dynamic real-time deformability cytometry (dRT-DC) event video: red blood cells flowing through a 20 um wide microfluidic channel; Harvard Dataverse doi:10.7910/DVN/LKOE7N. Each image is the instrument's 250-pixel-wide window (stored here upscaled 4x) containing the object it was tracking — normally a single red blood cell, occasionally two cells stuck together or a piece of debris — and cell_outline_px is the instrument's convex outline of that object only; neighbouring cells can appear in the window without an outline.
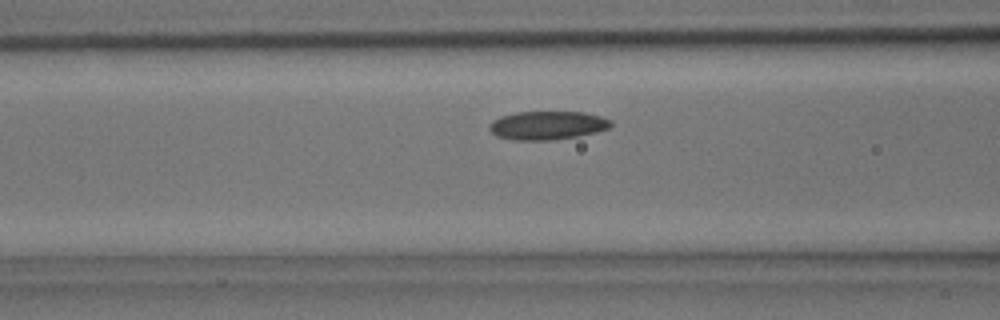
{"species": "common noctule bat (a hibernating species)", "species_latin": "Nyctalus noctula", "temperature_condition": "room temperature", "stored_images_in_passage": 32, "camera_frame_rate_fps": 3000, "um_per_image_px": 0.085, "animal": {"sex": "male", "body_mass_g": 15.6}, "frame": {"image": 1, "passage_image": 6, "time_ms": 1.667, "image_size_px": [1000, 320], "cell_outline_px": [[612, 124], [608, 128], [596, 132], [556, 140], [512, 140], [496, 136], [488, 128], [488, 124], [492, 120], [500, 116], [516, 112], [584, 112], [600, 116], [612, 120]], "centroid_in_image_um": [46.49, 10.65], "position_along_channel_um": 120.1, "area_um2": 20.35}}
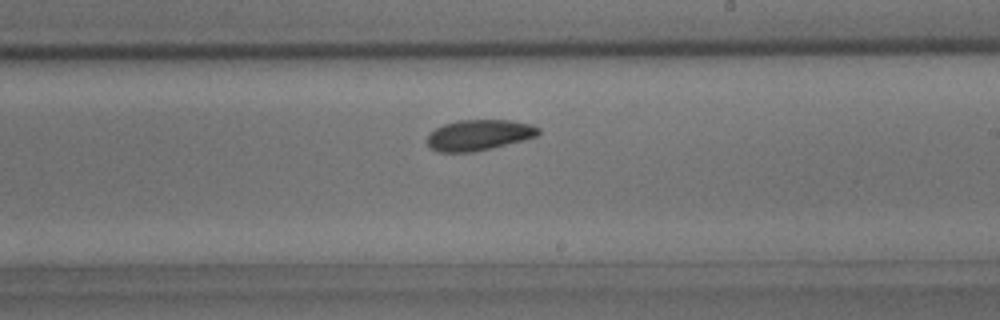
{"frame": {"image": 2, "passage_image": 14, "time_ms": 4.333, "image_size_px": [1000, 320], "cell_outline_px": [[540, 132], [536, 136], [524, 140], [492, 148], [472, 152], [436, 152], [428, 148], [428, 136], [436, 128], [444, 124], [460, 120], [512, 120], [532, 124], [540, 128]], "centroid_in_image_um": [40.72, 11.48], "position_along_channel_um": 248.3, "area_um2": 20.0}}
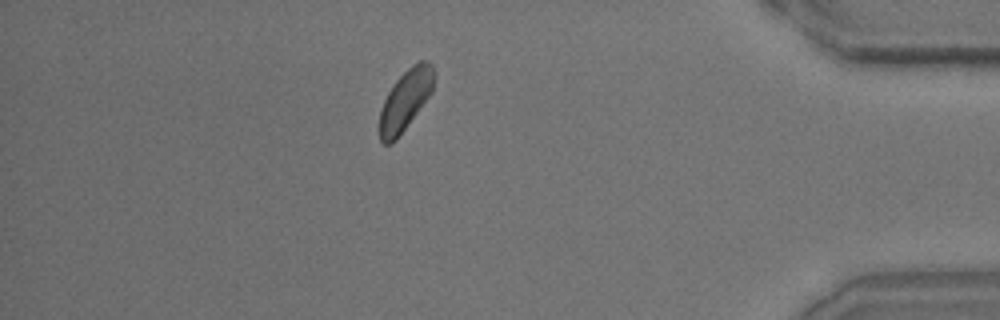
{"frame": {"image": 3, "passage_image": 26, "time_ms": 8.333, "image_size_px": [1000, 320], "cell_outline_px": [[436, 72], [432, 92], [396, 140], [392, 144], [384, 144], [380, 140], [380, 112], [384, 100], [388, 92], [396, 80], [412, 64], [420, 60], [424, 60], [432, 64]], "centroid_in_image_um": [34.48, 8.48], "position_along_channel_um": 400.7, "area_um2": 19.07}}